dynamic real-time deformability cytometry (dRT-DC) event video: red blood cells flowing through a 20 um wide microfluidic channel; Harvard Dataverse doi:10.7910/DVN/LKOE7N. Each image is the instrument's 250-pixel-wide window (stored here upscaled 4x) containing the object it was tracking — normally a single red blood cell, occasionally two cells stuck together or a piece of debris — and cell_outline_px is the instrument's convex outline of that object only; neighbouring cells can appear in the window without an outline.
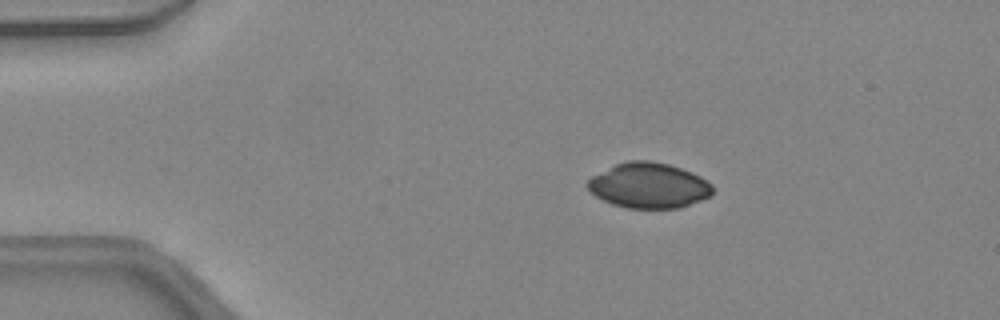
{"species": "common noctule bat (a hibernating species)", "species_latin": "Nyctalus noctula", "temperature_condition": "warm", "stored_images_in_passage": 42, "camera_frame_rate_fps": 3000, "um_per_image_px": 0.085, "animal": {"sex": "female", "body_mass_g": 24.6, "forearm_length_mm": 56.2}, "frame": {"image": 1, "passage_image": 4, "time_ms": 1.0, "image_size_px": [1000, 320], "cell_outline_px": [[712, 196], [680, 208], [628, 208], [612, 204], [596, 196], [584, 184], [592, 176], [616, 164], [628, 160], [648, 160], [668, 164], [692, 172], [708, 180], [712, 184]], "centroid_in_image_um": [55.17, 15.77], "position_along_channel_um": 29.8, "area_um2": 33.06}}
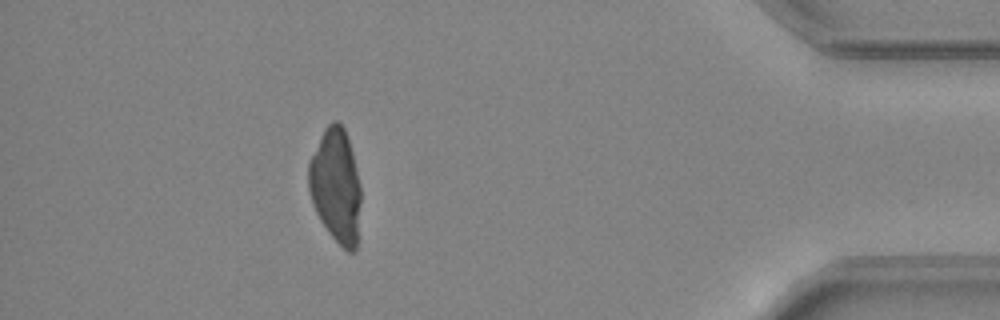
{"frame": {"image": 2, "passage_image": 37, "time_ms": 12.0, "image_size_px": [1000, 320], "cell_outline_px": [[360, 204], [356, 252], [348, 252], [328, 232], [320, 220], [312, 204], [308, 188], [308, 160], [324, 128], [332, 120], [336, 120], [344, 128], [348, 136], [360, 184]], "centroid_in_image_um": [28.53, 15.76], "position_along_channel_um": 406.7, "area_um2": 34.97}}